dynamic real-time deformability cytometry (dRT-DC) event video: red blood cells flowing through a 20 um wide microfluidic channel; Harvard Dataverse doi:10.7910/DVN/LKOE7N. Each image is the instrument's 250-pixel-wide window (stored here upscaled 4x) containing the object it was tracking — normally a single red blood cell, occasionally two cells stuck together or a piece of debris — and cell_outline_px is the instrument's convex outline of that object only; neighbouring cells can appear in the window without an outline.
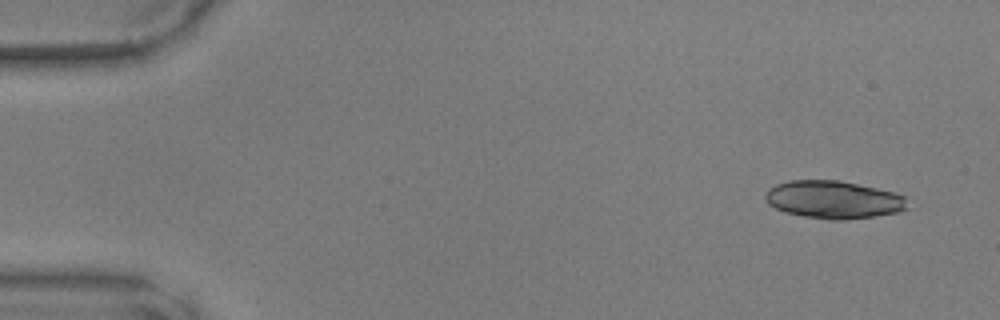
{"species": "common noctule bat (a hibernating species)", "species_latin": "Nyctalus noctula", "temperature_condition": "warm", "stored_images_in_passage": 45, "camera_frame_rate_fps": 3000, "um_per_image_px": 0.085, "animal": {"sex": "male", "body_mass_g": 17.9, "forearm_length_mm": 54.2}, "frame": {"image": 1, "passage_image": 1, "time_ms": 0.0, "image_size_px": [1000, 320], "cell_outline_px": [[908, 208], [896, 212], [876, 216], [844, 220], [832, 220], [804, 216], [784, 212], [768, 204], [764, 200], [764, 196], [768, 188], [776, 184], [788, 180], [840, 180], [896, 192], [904, 196]], "centroid_in_image_um": [70.82, 16.96], "position_along_channel_um": 14.2, "area_um2": 31.5}}